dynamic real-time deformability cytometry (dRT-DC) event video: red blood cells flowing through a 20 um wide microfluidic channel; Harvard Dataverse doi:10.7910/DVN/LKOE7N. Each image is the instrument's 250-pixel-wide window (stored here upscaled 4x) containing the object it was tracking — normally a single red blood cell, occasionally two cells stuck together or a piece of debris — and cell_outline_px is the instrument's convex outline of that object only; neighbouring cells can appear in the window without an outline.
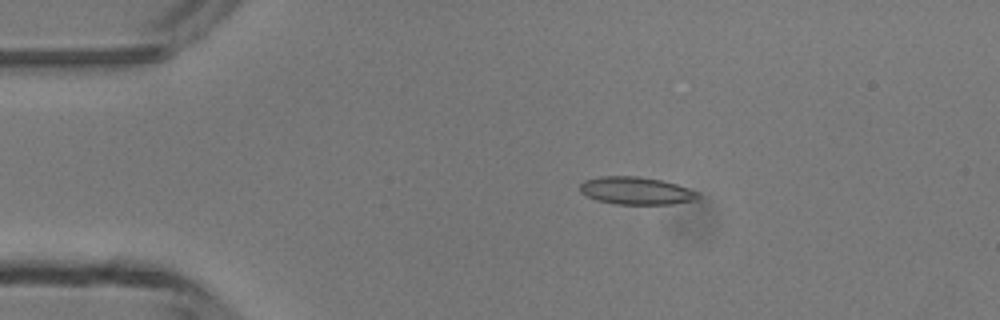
{"species": "common noctule bat (a hibernating species)", "species_latin": "Nyctalus noctula", "temperature_condition": "room temperature", "stored_images_in_passage": 3, "camera_frame_rate_fps": 3000, "um_per_image_px": 0.085, "animal": {"sex": "male", "body_mass_g": 13.3}, "frame": {"image": 1, "passage_image": 2, "time_ms": 1.0, "image_size_px": [1000, 320], "cell_outline_px": [[700, 196], [696, 200], [672, 204], [616, 204], [596, 200], [580, 192], [580, 184], [584, 180], [600, 176], [640, 176], [660, 180], [676, 184], [688, 188], [696, 192]], "centroid_in_image_um": [54.05, 16.21], "position_along_channel_um": 30.9, "area_um2": 18.96}}